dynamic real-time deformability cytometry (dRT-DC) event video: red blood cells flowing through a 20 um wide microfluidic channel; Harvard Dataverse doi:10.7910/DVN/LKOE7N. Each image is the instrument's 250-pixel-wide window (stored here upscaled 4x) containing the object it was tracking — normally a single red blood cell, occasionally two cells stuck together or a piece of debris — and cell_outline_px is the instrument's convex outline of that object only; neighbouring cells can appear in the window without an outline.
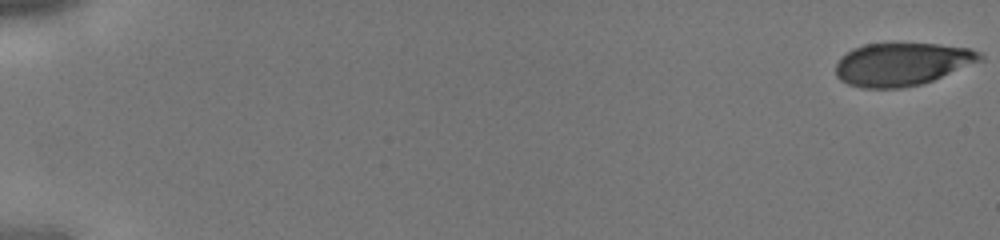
{"species": "human", "species_latin": "Homo sapiens", "temperature_condition": "cold", "stored_images_in_passage": 13, "camera_frame_rate_fps": 3000, "um_per_image_px": 0.085, "donor": {"sex": "male"}, "frame": {"image": 1, "passage_image": 1, "time_ms": 0.0, "image_size_px": [1000, 240], "cell_outline_px": [[984, 60], [932, 80], [920, 84], [900, 88], [860, 88], [848, 84], [840, 80], [836, 76], [836, 64], [840, 56], [852, 48], [864, 44], [896, 40], [940, 44], [968, 48], [980, 52], [984, 56]], "centroid_in_image_um": [76.64, 5.4], "position_along_channel_um": 8.4, "area_um2": 37.22}}